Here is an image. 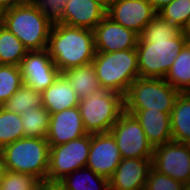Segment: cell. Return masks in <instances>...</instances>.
<instances>
[{"mask_svg": "<svg viewBox=\"0 0 190 190\" xmlns=\"http://www.w3.org/2000/svg\"><path fill=\"white\" fill-rule=\"evenodd\" d=\"M186 43L182 29L156 15L138 37L139 77L164 78Z\"/></svg>", "mask_w": 190, "mask_h": 190, "instance_id": "obj_1", "label": "cell"}, {"mask_svg": "<svg viewBox=\"0 0 190 190\" xmlns=\"http://www.w3.org/2000/svg\"><path fill=\"white\" fill-rule=\"evenodd\" d=\"M47 50L61 73L92 63L96 53L94 31L61 23L54 24Z\"/></svg>", "mask_w": 190, "mask_h": 190, "instance_id": "obj_2", "label": "cell"}, {"mask_svg": "<svg viewBox=\"0 0 190 190\" xmlns=\"http://www.w3.org/2000/svg\"><path fill=\"white\" fill-rule=\"evenodd\" d=\"M0 23L12 32L28 51L48 47L53 24L36 3H27L0 13Z\"/></svg>", "mask_w": 190, "mask_h": 190, "instance_id": "obj_3", "label": "cell"}, {"mask_svg": "<svg viewBox=\"0 0 190 190\" xmlns=\"http://www.w3.org/2000/svg\"><path fill=\"white\" fill-rule=\"evenodd\" d=\"M92 64L102 89L122 96L139 77L136 48L111 53L96 52Z\"/></svg>", "mask_w": 190, "mask_h": 190, "instance_id": "obj_4", "label": "cell"}, {"mask_svg": "<svg viewBox=\"0 0 190 190\" xmlns=\"http://www.w3.org/2000/svg\"><path fill=\"white\" fill-rule=\"evenodd\" d=\"M50 145L45 138L24 137L1 149L5 170L31 174L46 182Z\"/></svg>", "mask_w": 190, "mask_h": 190, "instance_id": "obj_5", "label": "cell"}, {"mask_svg": "<svg viewBox=\"0 0 190 190\" xmlns=\"http://www.w3.org/2000/svg\"><path fill=\"white\" fill-rule=\"evenodd\" d=\"M78 108L88 134L110 132L124 112V96L102 89L80 98Z\"/></svg>", "mask_w": 190, "mask_h": 190, "instance_id": "obj_6", "label": "cell"}, {"mask_svg": "<svg viewBox=\"0 0 190 190\" xmlns=\"http://www.w3.org/2000/svg\"><path fill=\"white\" fill-rule=\"evenodd\" d=\"M179 94L164 78L138 77L124 96V110L171 113Z\"/></svg>", "mask_w": 190, "mask_h": 190, "instance_id": "obj_7", "label": "cell"}, {"mask_svg": "<svg viewBox=\"0 0 190 190\" xmlns=\"http://www.w3.org/2000/svg\"><path fill=\"white\" fill-rule=\"evenodd\" d=\"M91 146V134L68 143L50 146L47 183H57L64 176L86 166Z\"/></svg>", "mask_w": 190, "mask_h": 190, "instance_id": "obj_8", "label": "cell"}, {"mask_svg": "<svg viewBox=\"0 0 190 190\" xmlns=\"http://www.w3.org/2000/svg\"><path fill=\"white\" fill-rule=\"evenodd\" d=\"M110 132L116 140L122 158H153L154 148L132 114L124 111Z\"/></svg>", "mask_w": 190, "mask_h": 190, "instance_id": "obj_9", "label": "cell"}, {"mask_svg": "<svg viewBox=\"0 0 190 190\" xmlns=\"http://www.w3.org/2000/svg\"><path fill=\"white\" fill-rule=\"evenodd\" d=\"M152 167L184 185L190 184V151L185 143L171 141L155 147Z\"/></svg>", "mask_w": 190, "mask_h": 190, "instance_id": "obj_10", "label": "cell"}, {"mask_svg": "<svg viewBox=\"0 0 190 190\" xmlns=\"http://www.w3.org/2000/svg\"><path fill=\"white\" fill-rule=\"evenodd\" d=\"M23 84L43 92L61 73L51 59L48 50L28 51L19 65Z\"/></svg>", "mask_w": 190, "mask_h": 190, "instance_id": "obj_11", "label": "cell"}, {"mask_svg": "<svg viewBox=\"0 0 190 190\" xmlns=\"http://www.w3.org/2000/svg\"><path fill=\"white\" fill-rule=\"evenodd\" d=\"M122 160L116 140L111 132L91 134L87 168L110 179Z\"/></svg>", "mask_w": 190, "mask_h": 190, "instance_id": "obj_12", "label": "cell"}, {"mask_svg": "<svg viewBox=\"0 0 190 190\" xmlns=\"http://www.w3.org/2000/svg\"><path fill=\"white\" fill-rule=\"evenodd\" d=\"M106 15L140 35L157 12L148 0H115L106 11Z\"/></svg>", "mask_w": 190, "mask_h": 190, "instance_id": "obj_13", "label": "cell"}, {"mask_svg": "<svg viewBox=\"0 0 190 190\" xmlns=\"http://www.w3.org/2000/svg\"><path fill=\"white\" fill-rule=\"evenodd\" d=\"M96 52H116L135 49L139 35L133 30L114 22L107 15L94 28Z\"/></svg>", "mask_w": 190, "mask_h": 190, "instance_id": "obj_14", "label": "cell"}, {"mask_svg": "<svg viewBox=\"0 0 190 190\" xmlns=\"http://www.w3.org/2000/svg\"><path fill=\"white\" fill-rule=\"evenodd\" d=\"M88 134L78 106L51 114L46 140L50 146L68 143Z\"/></svg>", "mask_w": 190, "mask_h": 190, "instance_id": "obj_15", "label": "cell"}, {"mask_svg": "<svg viewBox=\"0 0 190 190\" xmlns=\"http://www.w3.org/2000/svg\"><path fill=\"white\" fill-rule=\"evenodd\" d=\"M153 158H129L120 164L109 179V190H144Z\"/></svg>", "mask_w": 190, "mask_h": 190, "instance_id": "obj_16", "label": "cell"}, {"mask_svg": "<svg viewBox=\"0 0 190 190\" xmlns=\"http://www.w3.org/2000/svg\"><path fill=\"white\" fill-rule=\"evenodd\" d=\"M106 16V10L94 0H67L61 24L94 30Z\"/></svg>", "mask_w": 190, "mask_h": 190, "instance_id": "obj_17", "label": "cell"}, {"mask_svg": "<svg viewBox=\"0 0 190 190\" xmlns=\"http://www.w3.org/2000/svg\"><path fill=\"white\" fill-rule=\"evenodd\" d=\"M132 114L144 130L153 148L173 141L171 133V113L147 110H124Z\"/></svg>", "mask_w": 190, "mask_h": 190, "instance_id": "obj_18", "label": "cell"}, {"mask_svg": "<svg viewBox=\"0 0 190 190\" xmlns=\"http://www.w3.org/2000/svg\"><path fill=\"white\" fill-rule=\"evenodd\" d=\"M80 98L67 77L60 73L54 83L42 92V106L50 114L78 106Z\"/></svg>", "mask_w": 190, "mask_h": 190, "instance_id": "obj_19", "label": "cell"}, {"mask_svg": "<svg viewBox=\"0 0 190 190\" xmlns=\"http://www.w3.org/2000/svg\"><path fill=\"white\" fill-rule=\"evenodd\" d=\"M170 117L173 141L185 143L190 139V93L178 95Z\"/></svg>", "mask_w": 190, "mask_h": 190, "instance_id": "obj_20", "label": "cell"}, {"mask_svg": "<svg viewBox=\"0 0 190 190\" xmlns=\"http://www.w3.org/2000/svg\"><path fill=\"white\" fill-rule=\"evenodd\" d=\"M63 74L70 81L72 89L79 98L93 95L102 90L92 63L71 68L64 71Z\"/></svg>", "mask_w": 190, "mask_h": 190, "instance_id": "obj_21", "label": "cell"}, {"mask_svg": "<svg viewBox=\"0 0 190 190\" xmlns=\"http://www.w3.org/2000/svg\"><path fill=\"white\" fill-rule=\"evenodd\" d=\"M57 184L64 190H109V180L87 167L64 176Z\"/></svg>", "mask_w": 190, "mask_h": 190, "instance_id": "obj_22", "label": "cell"}, {"mask_svg": "<svg viewBox=\"0 0 190 190\" xmlns=\"http://www.w3.org/2000/svg\"><path fill=\"white\" fill-rule=\"evenodd\" d=\"M164 79L180 93L190 91V43L179 52Z\"/></svg>", "mask_w": 190, "mask_h": 190, "instance_id": "obj_23", "label": "cell"}, {"mask_svg": "<svg viewBox=\"0 0 190 190\" xmlns=\"http://www.w3.org/2000/svg\"><path fill=\"white\" fill-rule=\"evenodd\" d=\"M27 52L22 42L0 23V64L19 66Z\"/></svg>", "mask_w": 190, "mask_h": 190, "instance_id": "obj_24", "label": "cell"}, {"mask_svg": "<svg viewBox=\"0 0 190 190\" xmlns=\"http://www.w3.org/2000/svg\"><path fill=\"white\" fill-rule=\"evenodd\" d=\"M25 137L46 138L51 114L42 105L21 114Z\"/></svg>", "mask_w": 190, "mask_h": 190, "instance_id": "obj_25", "label": "cell"}, {"mask_svg": "<svg viewBox=\"0 0 190 190\" xmlns=\"http://www.w3.org/2000/svg\"><path fill=\"white\" fill-rule=\"evenodd\" d=\"M42 105V92L23 84L19 90L6 101L2 107L6 110L21 115L30 108H37Z\"/></svg>", "mask_w": 190, "mask_h": 190, "instance_id": "obj_26", "label": "cell"}, {"mask_svg": "<svg viewBox=\"0 0 190 190\" xmlns=\"http://www.w3.org/2000/svg\"><path fill=\"white\" fill-rule=\"evenodd\" d=\"M24 137L21 115L0 106V150Z\"/></svg>", "mask_w": 190, "mask_h": 190, "instance_id": "obj_27", "label": "cell"}, {"mask_svg": "<svg viewBox=\"0 0 190 190\" xmlns=\"http://www.w3.org/2000/svg\"><path fill=\"white\" fill-rule=\"evenodd\" d=\"M23 85L19 66L0 64V106L8 101Z\"/></svg>", "mask_w": 190, "mask_h": 190, "instance_id": "obj_28", "label": "cell"}, {"mask_svg": "<svg viewBox=\"0 0 190 190\" xmlns=\"http://www.w3.org/2000/svg\"><path fill=\"white\" fill-rule=\"evenodd\" d=\"M157 15L184 30L190 22V0H173L162 8Z\"/></svg>", "mask_w": 190, "mask_h": 190, "instance_id": "obj_29", "label": "cell"}, {"mask_svg": "<svg viewBox=\"0 0 190 190\" xmlns=\"http://www.w3.org/2000/svg\"><path fill=\"white\" fill-rule=\"evenodd\" d=\"M41 181L31 174L5 170L0 181L2 190H31Z\"/></svg>", "mask_w": 190, "mask_h": 190, "instance_id": "obj_30", "label": "cell"}, {"mask_svg": "<svg viewBox=\"0 0 190 190\" xmlns=\"http://www.w3.org/2000/svg\"><path fill=\"white\" fill-rule=\"evenodd\" d=\"M184 184L168 175L150 169L144 190H184Z\"/></svg>", "mask_w": 190, "mask_h": 190, "instance_id": "obj_31", "label": "cell"}, {"mask_svg": "<svg viewBox=\"0 0 190 190\" xmlns=\"http://www.w3.org/2000/svg\"><path fill=\"white\" fill-rule=\"evenodd\" d=\"M66 2L67 0H37L35 3L41 8L47 19L54 25L62 21Z\"/></svg>", "mask_w": 190, "mask_h": 190, "instance_id": "obj_32", "label": "cell"}, {"mask_svg": "<svg viewBox=\"0 0 190 190\" xmlns=\"http://www.w3.org/2000/svg\"><path fill=\"white\" fill-rule=\"evenodd\" d=\"M27 3H29L27 0H0V13L7 9H11Z\"/></svg>", "mask_w": 190, "mask_h": 190, "instance_id": "obj_33", "label": "cell"}, {"mask_svg": "<svg viewBox=\"0 0 190 190\" xmlns=\"http://www.w3.org/2000/svg\"><path fill=\"white\" fill-rule=\"evenodd\" d=\"M154 10L158 13L162 8L171 3L173 0H148Z\"/></svg>", "mask_w": 190, "mask_h": 190, "instance_id": "obj_34", "label": "cell"}, {"mask_svg": "<svg viewBox=\"0 0 190 190\" xmlns=\"http://www.w3.org/2000/svg\"><path fill=\"white\" fill-rule=\"evenodd\" d=\"M101 5L106 11L110 8L115 0H94Z\"/></svg>", "mask_w": 190, "mask_h": 190, "instance_id": "obj_35", "label": "cell"}, {"mask_svg": "<svg viewBox=\"0 0 190 190\" xmlns=\"http://www.w3.org/2000/svg\"><path fill=\"white\" fill-rule=\"evenodd\" d=\"M46 190H64V189L57 183H47L46 182Z\"/></svg>", "mask_w": 190, "mask_h": 190, "instance_id": "obj_36", "label": "cell"}, {"mask_svg": "<svg viewBox=\"0 0 190 190\" xmlns=\"http://www.w3.org/2000/svg\"><path fill=\"white\" fill-rule=\"evenodd\" d=\"M4 172H5V165L3 163V157H2L1 150H0V181L3 177Z\"/></svg>", "mask_w": 190, "mask_h": 190, "instance_id": "obj_37", "label": "cell"}, {"mask_svg": "<svg viewBox=\"0 0 190 190\" xmlns=\"http://www.w3.org/2000/svg\"><path fill=\"white\" fill-rule=\"evenodd\" d=\"M183 32H184L185 38L187 39V43H190V22L184 28Z\"/></svg>", "mask_w": 190, "mask_h": 190, "instance_id": "obj_38", "label": "cell"}, {"mask_svg": "<svg viewBox=\"0 0 190 190\" xmlns=\"http://www.w3.org/2000/svg\"><path fill=\"white\" fill-rule=\"evenodd\" d=\"M31 190H46V182H40L35 188Z\"/></svg>", "mask_w": 190, "mask_h": 190, "instance_id": "obj_39", "label": "cell"}, {"mask_svg": "<svg viewBox=\"0 0 190 190\" xmlns=\"http://www.w3.org/2000/svg\"><path fill=\"white\" fill-rule=\"evenodd\" d=\"M185 144L187 145L188 150L190 151V139L188 141H186Z\"/></svg>", "mask_w": 190, "mask_h": 190, "instance_id": "obj_40", "label": "cell"}, {"mask_svg": "<svg viewBox=\"0 0 190 190\" xmlns=\"http://www.w3.org/2000/svg\"><path fill=\"white\" fill-rule=\"evenodd\" d=\"M184 190H190V184L185 185Z\"/></svg>", "mask_w": 190, "mask_h": 190, "instance_id": "obj_41", "label": "cell"}, {"mask_svg": "<svg viewBox=\"0 0 190 190\" xmlns=\"http://www.w3.org/2000/svg\"><path fill=\"white\" fill-rule=\"evenodd\" d=\"M28 2L35 3L37 0H27Z\"/></svg>", "mask_w": 190, "mask_h": 190, "instance_id": "obj_42", "label": "cell"}]
</instances>
